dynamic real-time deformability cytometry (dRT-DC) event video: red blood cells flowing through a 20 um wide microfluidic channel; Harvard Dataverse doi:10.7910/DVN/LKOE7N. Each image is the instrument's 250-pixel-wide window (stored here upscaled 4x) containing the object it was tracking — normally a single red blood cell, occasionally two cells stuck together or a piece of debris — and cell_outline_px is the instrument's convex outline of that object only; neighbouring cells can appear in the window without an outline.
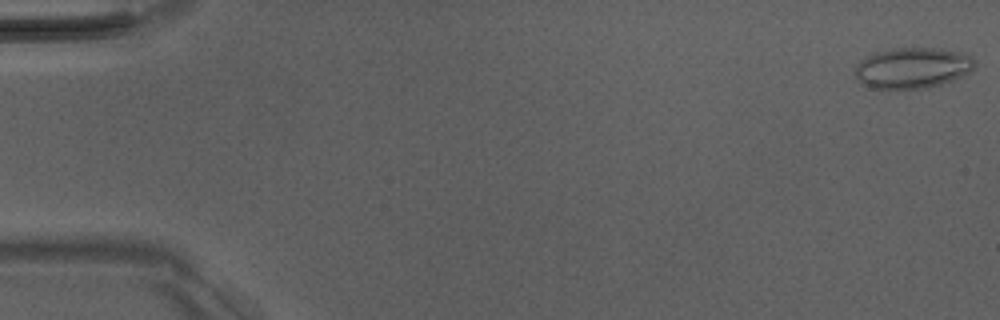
{"species": "Egyptian fruit bat (a non-hibernating species)", "species_latin": "Rousettus aegyptiacus", "temperature_condition": "room temperature", "stored_images_in_passage": 4, "camera_frame_rate_fps": 3000, "um_per_image_px": 0.085, "animal": {"sex": "male"}, "frame": {"image": 1, "passage_image": 1, "time_ms": 0.0, "image_size_px": [1000, 320], "cell_outline_px": [[976, 64], [968, 72], [952, 80], [928, 88], [872, 88], [860, 84], [856, 76], [856, 64], [860, 60], [872, 52], [892, 48], [940, 48], [968, 52], [972, 56]], "centroid_in_image_um": [77.56, 5.74], "position_along_channel_um": 7.4, "area_um2": 28.73}}